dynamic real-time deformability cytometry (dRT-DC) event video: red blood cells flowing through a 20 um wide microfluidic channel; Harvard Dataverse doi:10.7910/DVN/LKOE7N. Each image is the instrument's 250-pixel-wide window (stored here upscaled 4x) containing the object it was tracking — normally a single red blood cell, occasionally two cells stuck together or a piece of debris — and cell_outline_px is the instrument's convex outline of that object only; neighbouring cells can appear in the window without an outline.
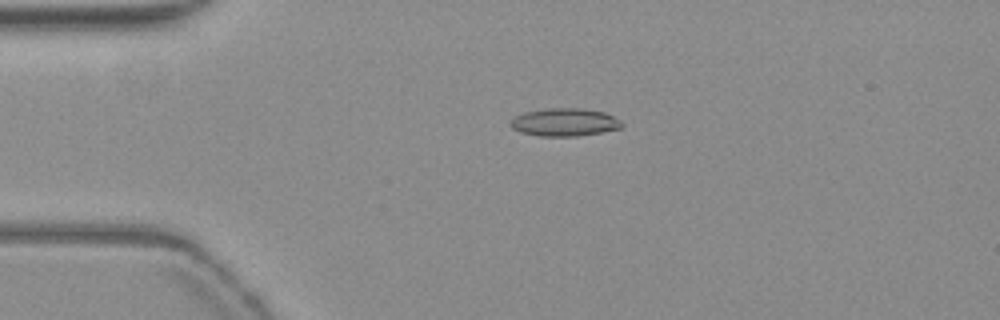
{"species": "common noctule bat (a hibernating species)", "species_latin": "Nyctalus noctula", "temperature_condition": "warm", "stored_images_in_passage": 51, "camera_frame_rate_fps": 3000, "um_per_image_px": 0.085, "animal": {"sex": "female", "body_mass_g": 19.3, "forearm_length_mm": 54.1}, "frame": {"image": 1, "passage_image": 9, "time_ms": 2.667, "image_size_px": [1000, 320], "cell_outline_px": [[624, 124], [620, 128], [600, 132], [576, 136], [540, 136], [520, 132], [512, 128], [508, 124], [516, 116], [524, 112], [548, 108], [580, 108], [604, 112], [620, 120]], "centroid_in_image_um": [47.97, 10.39], "position_along_channel_um": 37.0, "area_um2": 17.98}}
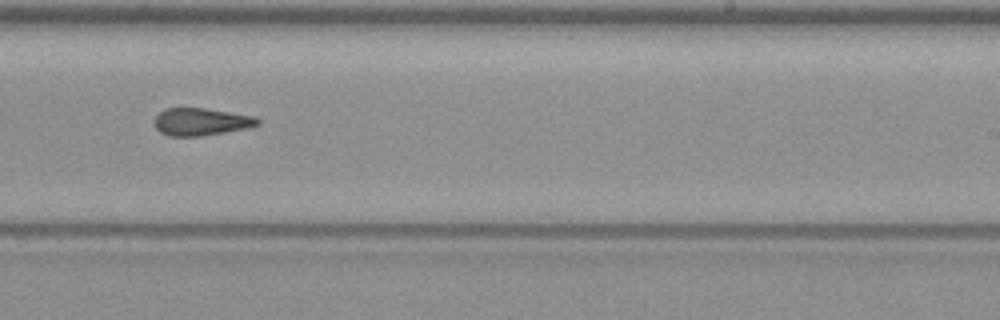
{"frame": {"image": 2, "passage_image": 30, "time_ms": 9.667, "image_size_px": [1000, 320], "cell_outline_px": [[260, 124], [244, 128], [200, 136], [168, 136], [160, 132], [156, 128], [156, 116], [164, 108], [204, 108], [252, 116], [260, 120]], "centroid_in_image_um": [17.05, 10.35], "position_along_channel_um": 272.0, "area_um2": 16.13}}
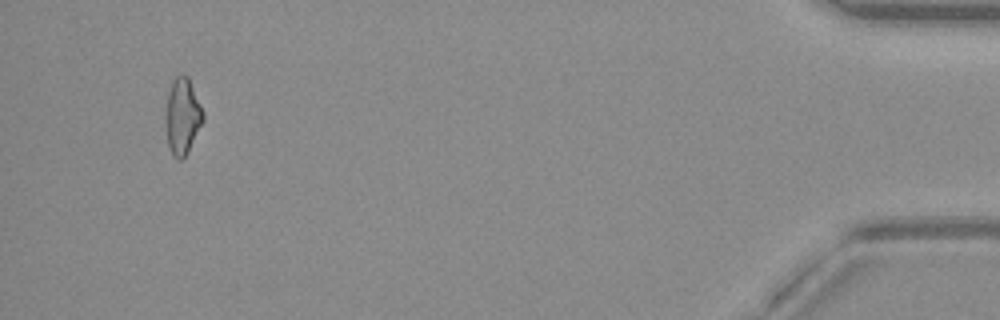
{"frame": {"image": 3, "passage_image": 48, "time_ms": 15.667, "image_size_px": [1000, 320], "cell_outline_px": [[204, 120], [188, 152], [180, 160], [176, 160], [172, 156], [168, 144], [168, 92], [172, 80], [176, 76], [184, 72], [188, 76], [204, 112]], "centroid_in_image_um": [15.56, 9.86], "position_along_channel_um": 419.6, "area_um2": 16.24}, "authors_computed_cell_mechanics": {"area_um2": 16.9354, "velocity_mm_per_s": 3.8296, "shape_relaxation_time_tau1_ms": null, "shape_relaxation_time_tau2_ms": 4.9793, "deformation_change_tau1": null, "deformation_change_tau2": 0.1682}}